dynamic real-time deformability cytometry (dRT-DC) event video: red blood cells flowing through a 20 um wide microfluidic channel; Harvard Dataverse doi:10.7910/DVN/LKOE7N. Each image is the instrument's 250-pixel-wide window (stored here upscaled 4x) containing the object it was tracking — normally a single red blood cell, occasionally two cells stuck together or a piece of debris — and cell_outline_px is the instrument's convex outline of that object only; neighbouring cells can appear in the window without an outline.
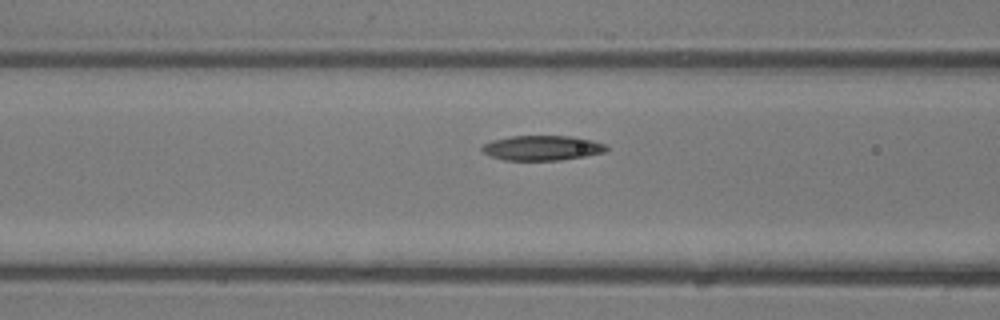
{"species": "common noctule bat (a hibernating species)", "species_latin": "Nyctalus noctula", "temperature_condition": "room temperature", "stored_images_in_passage": 7, "camera_frame_rate_fps": 3000, "um_per_image_px": 0.085, "animal": {"sex": "male", "body_mass_g": 13.3}, "frame": {"image": 1, "passage_image": 6, "time_ms": 1.667, "image_size_px": [1000, 320], "cell_outline_px": [[608, 152], [560, 160], [504, 160], [492, 156], [484, 152], [480, 148], [484, 144], [492, 140], [512, 136], [568, 136], [592, 140], [604, 144], [608, 148]], "centroid_in_image_um": [46.1, 12.57], "position_along_channel_um": 120.5, "area_um2": 17.92}}